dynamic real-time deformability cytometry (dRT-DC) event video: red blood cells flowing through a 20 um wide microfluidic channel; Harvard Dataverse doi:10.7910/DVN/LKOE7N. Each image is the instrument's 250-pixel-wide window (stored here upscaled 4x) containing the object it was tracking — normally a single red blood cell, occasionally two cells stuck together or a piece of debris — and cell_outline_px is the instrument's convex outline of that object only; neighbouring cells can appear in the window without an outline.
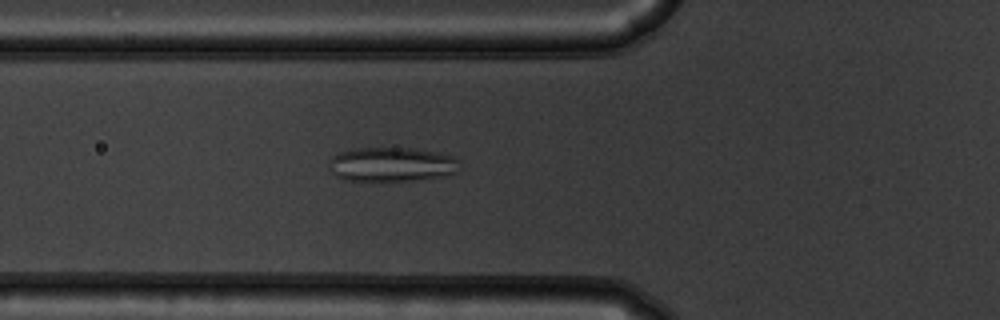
{"species": "common noctule bat (a hibernating species)", "species_latin": "Nyctalus noctula", "temperature_condition": "warm", "stored_images_in_passage": 54, "camera_frame_rate_fps": 3000, "um_per_image_px": 0.085, "animal": {"sex": "male", "body_mass_g": 19.5, "forearm_length_mm": 54.6}, "frame": {"image": 1, "passage_image": 20, "time_ms": 6.333, "image_size_px": [1000, 320], "cell_outline_px": [[460, 160], [456, 172], [444, 176], [412, 180], [344, 180], [336, 176], [328, 168], [332, 156], [340, 152], [356, 148], [412, 148], [452, 156]], "centroid_in_image_um": [33.26, 13.97], "position_along_channel_um": 92.5, "area_um2": 25.84}}
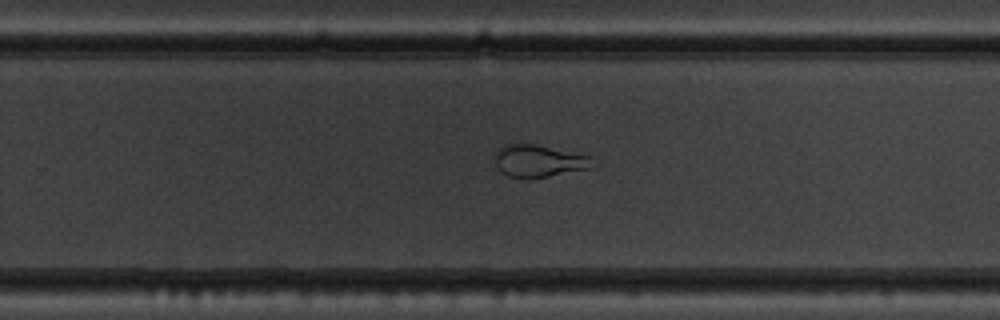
{"frame": {"image": 2, "passage_image": 35, "time_ms": 11.333, "image_size_px": [1000, 320], "cell_outline_px": [[588, 168], [528, 180], [524, 180], [508, 176], [500, 172], [496, 168], [492, 156], [504, 144], [512, 140], [536, 144], [588, 156]], "centroid_in_image_um": [45.56, 13.66], "position_along_channel_um": 284.2, "area_um2": 18.67}}
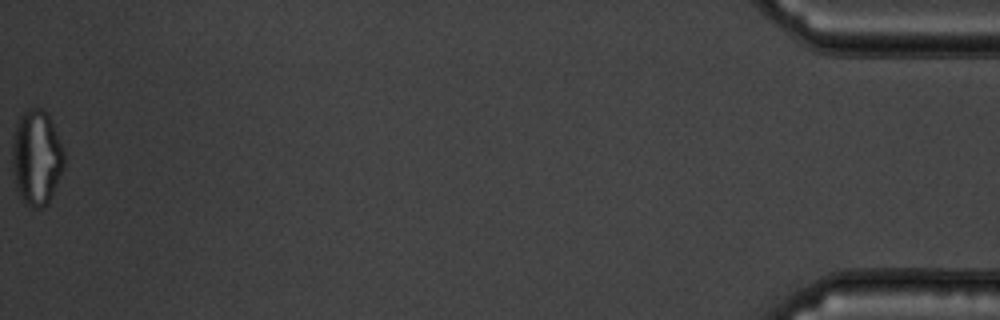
{"frame": {"image": 3, "passage_image": 54, "time_ms": 17.667, "image_size_px": [1000, 320], "cell_outline_px": [[64, 168], [48, 204], [40, 208], [32, 208], [20, 200], [16, 188], [12, 164], [12, 136], [16, 120], [28, 108], [44, 108], [64, 148]], "centroid_in_image_um": [3.09, 13.4], "position_along_channel_um": 432.1, "area_um2": 29.25}}